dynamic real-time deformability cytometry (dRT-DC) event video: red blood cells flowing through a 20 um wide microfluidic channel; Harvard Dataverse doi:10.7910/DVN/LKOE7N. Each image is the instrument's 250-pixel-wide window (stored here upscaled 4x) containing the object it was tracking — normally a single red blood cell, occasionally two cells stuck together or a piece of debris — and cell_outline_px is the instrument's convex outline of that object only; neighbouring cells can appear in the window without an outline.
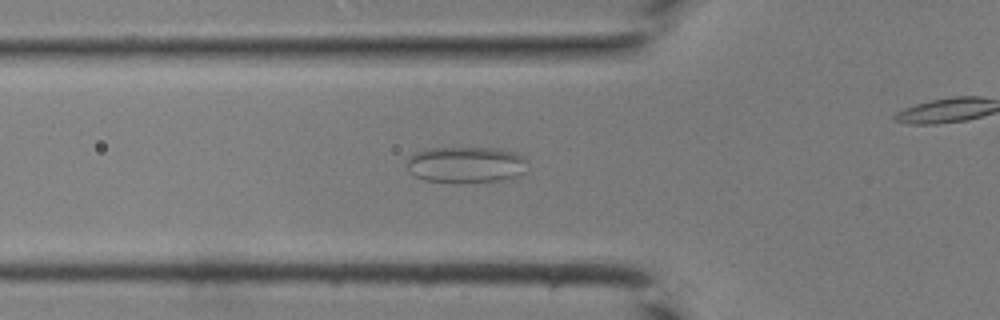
{"species": "common noctule bat (a hibernating species)", "species_latin": "Nyctalus noctula", "temperature_condition": "room temperature", "stored_images_in_passage": 31, "camera_frame_rate_fps": 3000, "um_per_image_px": 0.085, "animal": {"sex": "male", "body_mass_g": 19.0, "forearm_length_mm": 50.8}, "frame": {"image": 1, "passage_image": 3, "time_ms": 0.667, "image_size_px": [1000, 320], "cell_outline_px": [[528, 160], [524, 172], [520, 176], [504, 180], [424, 180], [408, 172], [408, 160], [416, 152], [432, 148], [500, 148], [516, 152], [524, 156]], "centroid_in_image_um": [39.69, 13.96], "position_along_channel_um": 86.1, "area_um2": 24.91}}
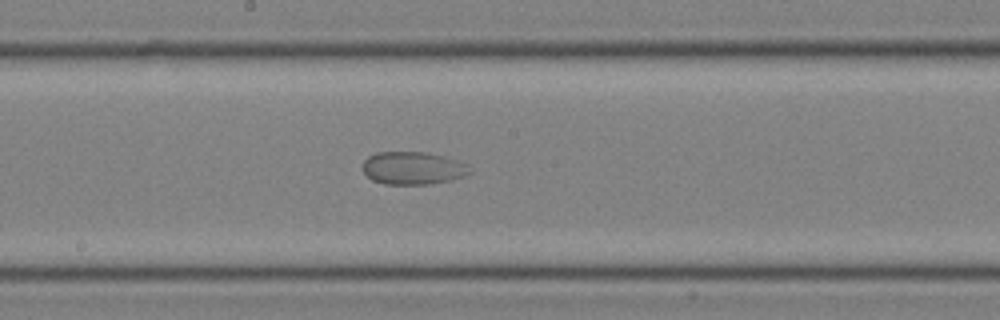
{"frame": {"image": 2, "passage_image": 11, "time_ms": 3.333, "image_size_px": [1000, 320], "cell_outline_px": [[472, 172], [464, 176], [452, 180], [428, 184], [384, 184], [372, 180], [360, 168], [360, 164], [368, 156], [376, 152], [424, 152], [444, 156], [468, 164]], "centroid_in_image_um": [35.07, 14.29], "position_along_channel_um": 213.1, "area_um2": 20.69}}
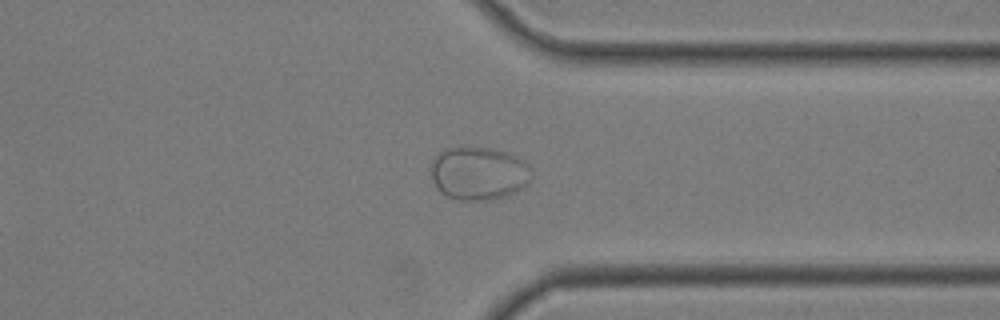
{"frame": {"image": 3, "passage_image": 21, "time_ms": 6.667, "image_size_px": [1000, 320], "cell_outline_px": [[532, 176], [528, 184], [516, 192], [504, 196], [488, 200], [456, 200], [440, 192], [436, 188], [432, 180], [432, 160], [440, 152], [448, 148], [488, 148], [504, 152], [528, 164]], "centroid_in_image_um": [40.67, 14.76], "position_along_channel_um": 370.7, "area_um2": 30.81}}